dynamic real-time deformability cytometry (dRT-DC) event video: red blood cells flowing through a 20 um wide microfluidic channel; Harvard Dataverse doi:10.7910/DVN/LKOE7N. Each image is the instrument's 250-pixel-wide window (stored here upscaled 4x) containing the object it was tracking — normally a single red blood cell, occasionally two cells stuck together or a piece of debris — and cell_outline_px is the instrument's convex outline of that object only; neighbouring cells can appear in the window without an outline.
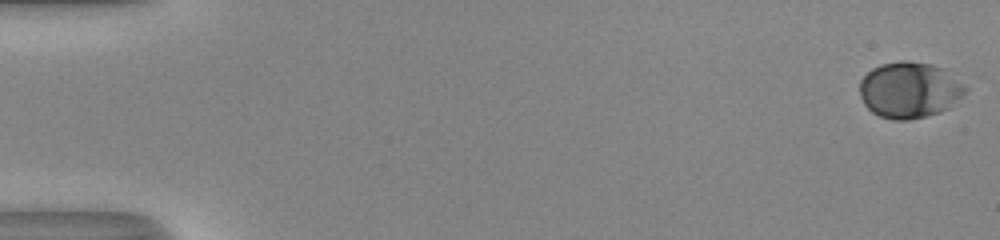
{"species": "human", "species_latin": "Homo sapiens", "temperature_condition": "room temperature", "stored_images_in_passage": 53, "camera_frame_rate_fps": 3000, "um_per_image_px": 0.085, "donor": {"sex": "male"}, "frame": {"image": 1, "passage_image": 1, "time_ms": 0.0, "image_size_px": [1000, 240], "cell_outline_px": [[968, 88], [948, 108], [940, 112], [908, 120], [892, 120], [880, 116], [872, 112], [864, 104], [860, 96], [860, 80], [872, 68], [880, 64], [900, 60], [904, 60], [932, 64], [944, 68], [964, 84]], "centroid_in_image_um": [77.28, 7.63], "position_along_channel_um": 7.7, "area_um2": 34.51}}
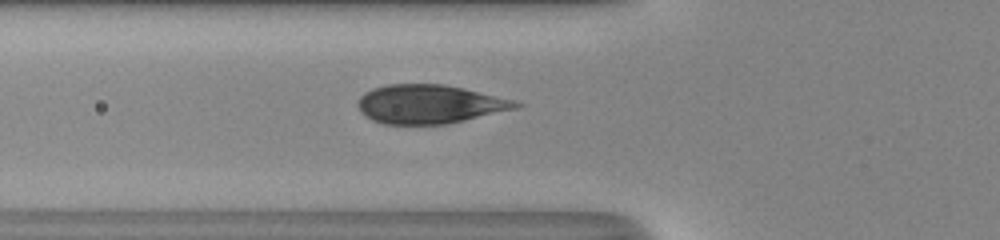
{"frame": {"image": 2, "passage_image": 21, "time_ms": 6.667, "image_size_px": [1000, 240], "cell_outline_px": [[524, 104], [520, 108], [448, 124], [384, 124], [372, 120], [364, 116], [360, 112], [356, 104], [356, 100], [364, 92], [372, 88], [388, 84], [444, 84], [464, 88], [516, 100]], "centroid_in_image_um": [36.51, 8.85], "position_along_channel_um": 89.3, "area_um2": 36.24}}
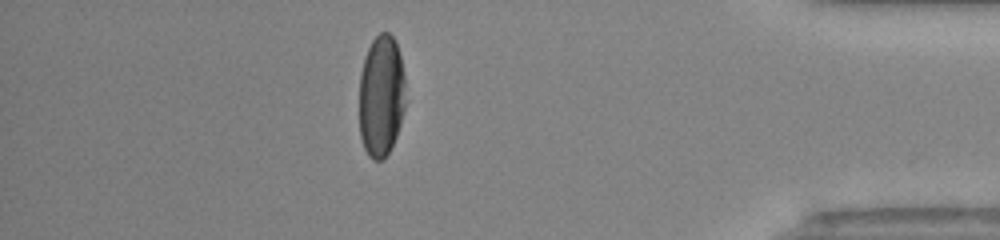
{"frame": {"image": 3, "passage_image": 47, "time_ms": 15.333, "image_size_px": [1000, 240], "cell_outline_px": [[408, 100], [396, 136], [384, 160], [372, 160], [368, 156], [364, 148], [360, 136], [360, 72], [364, 56], [372, 40], [380, 32], [388, 32], [396, 40], [400, 56], [404, 76]], "centroid_in_image_um": [32.43, 8.15], "position_along_channel_um": 402.8, "area_um2": 33.52}}